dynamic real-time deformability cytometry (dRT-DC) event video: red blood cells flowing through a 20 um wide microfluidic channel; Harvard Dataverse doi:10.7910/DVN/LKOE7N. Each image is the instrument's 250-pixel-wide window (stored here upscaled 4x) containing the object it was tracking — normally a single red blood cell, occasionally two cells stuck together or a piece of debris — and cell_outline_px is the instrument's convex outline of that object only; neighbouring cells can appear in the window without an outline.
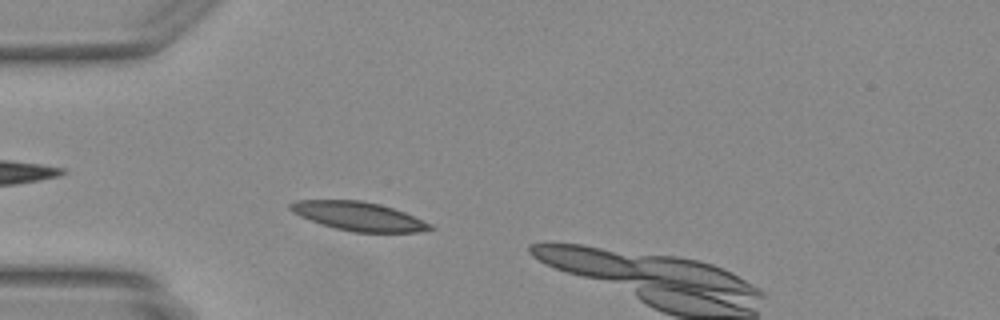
{"species": "Egyptian fruit bat (a non-hibernating species)", "species_latin": "Rousettus aegyptiacus", "temperature_condition": "warm", "stored_images_in_passage": 20, "camera_frame_rate_fps": 3000, "um_per_image_px": 0.085, "animal": {"sex": "female"}, "frame": {"image": 1, "passage_image": 4, "time_ms": 1.0, "image_size_px": [1000, 320], "cell_outline_px": [[436, 228], [420, 232], [352, 232], [320, 224], [300, 216], [292, 212], [288, 208], [288, 204], [296, 200], [360, 200], [380, 204], [404, 212], [432, 224]], "centroid_in_image_um": [30.47, 18.38], "position_along_channel_um": 54.5, "area_um2": 23.47}}